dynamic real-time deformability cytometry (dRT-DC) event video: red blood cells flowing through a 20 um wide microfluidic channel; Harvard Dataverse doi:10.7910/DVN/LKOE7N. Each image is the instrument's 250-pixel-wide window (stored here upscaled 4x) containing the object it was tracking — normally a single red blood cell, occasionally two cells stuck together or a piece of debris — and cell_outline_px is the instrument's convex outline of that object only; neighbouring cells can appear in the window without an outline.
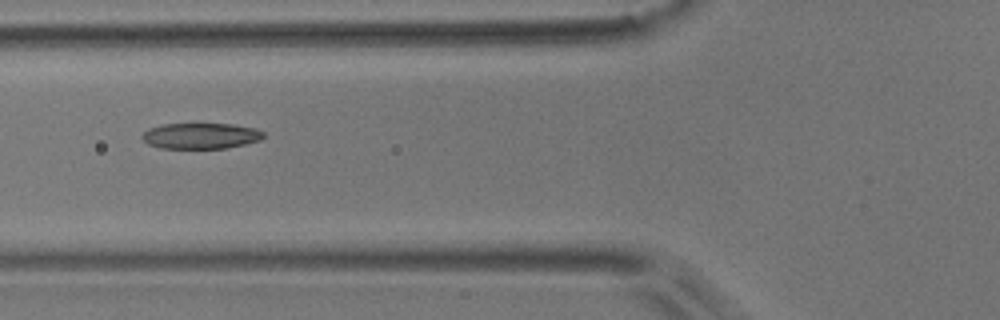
{"species": "common noctule bat (a hibernating species)", "species_latin": "Nyctalus noctula", "temperature_condition": "room temperature", "stored_images_in_passage": 6, "camera_frame_rate_fps": 3000, "um_per_image_px": 0.085, "animal": {"sex": "male", "body_mass_g": 17.9}, "frame": {"image": 1, "passage_image": 5, "time_ms": 1.333, "image_size_px": [1000, 320], "cell_outline_px": [[264, 136], [260, 140], [228, 148], [160, 148], [148, 144], [140, 136], [148, 128], [164, 124], [236, 124], [256, 128], [264, 132]], "centroid_in_image_um": [17.07, 11.54], "position_along_channel_um": 108.7, "area_um2": 18.32}}
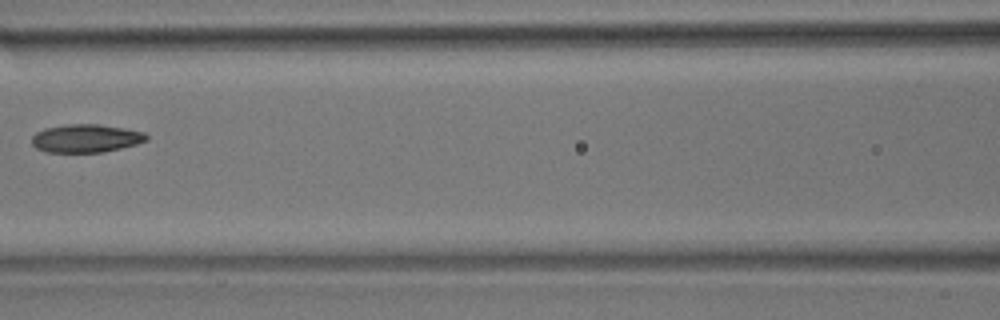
{"frame": {"image": 2, "passage_image": 6, "time_ms": 1.667, "image_size_px": [1000, 320], "cell_outline_px": [[148, 140], [136, 144], [104, 152], [44, 152], [36, 148], [32, 144], [32, 136], [36, 132], [44, 128], [68, 124], [100, 124], [124, 128], [144, 132], [148, 136]], "centroid_in_image_um": [7.29, 11.76], "position_along_channel_um": 159.3, "area_um2": 18.9}}